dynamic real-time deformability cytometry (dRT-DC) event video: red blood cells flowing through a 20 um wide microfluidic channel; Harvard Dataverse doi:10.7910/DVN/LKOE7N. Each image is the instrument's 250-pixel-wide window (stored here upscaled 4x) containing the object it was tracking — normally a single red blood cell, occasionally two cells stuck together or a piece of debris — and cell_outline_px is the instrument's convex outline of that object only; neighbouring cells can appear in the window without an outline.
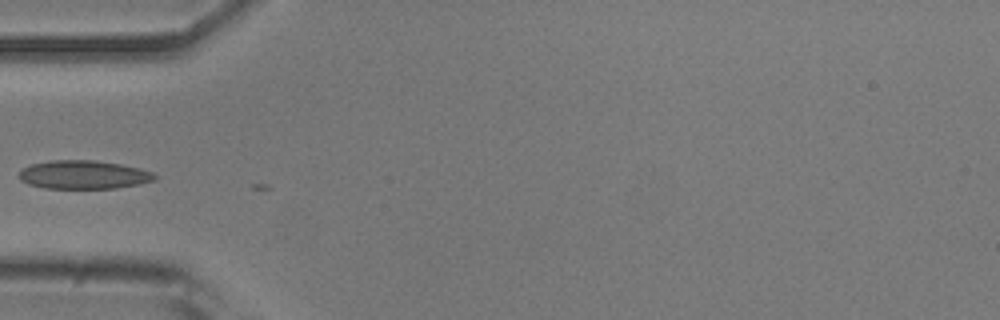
{"species": "common noctule bat (a hibernating species)", "species_latin": "Nyctalus noctula", "temperature_condition": "room temperature", "stored_images_in_passage": 5, "camera_frame_rate_fps": 3000, "um_per_image_px": 0.085, "animal": {"sex": "male", "body_mass_g": 20.5, "forearm_length_mm": 52.5}, "frame": {"image": 1, "passage_image": 1, "time_ms": 0.0, "image_size_px": [1000, 320], "cell_outline_px": [[160, 176], [156, 180], [140, 184], [116, 188], [44, 188], [28, 184], [20, 180], [16, 176], [24, 168], [32, 164], [52, 160], [92, 160], [120, 164], [140, 168], [152, 172]], "centroid_in_image_um": [7.13, 14.85], "position_along_channel_um": 77.9, "area_um2": 22.66}}
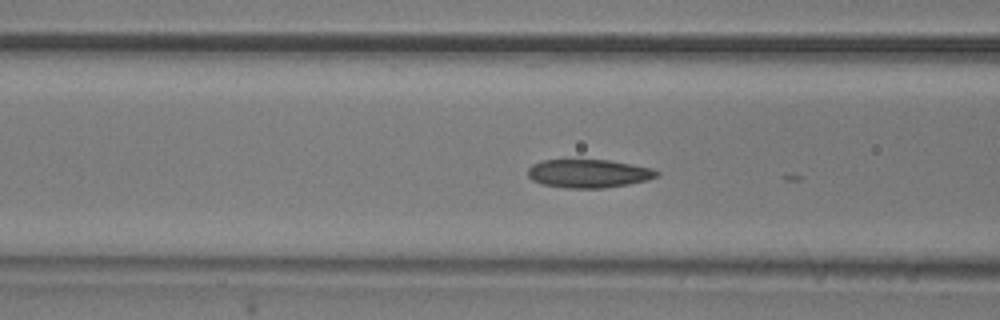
{"frame": {"image": 2, "passage_image": 4, "time_ms": 1.0, "image_size_px": [1000, 320], "cell_outline_px": [[660, 176], [648, 180], [628, 184], [604, 188], [564, 188], [544, 184], [532, 180], [528, 176], [528, 168], [532, 164], [544, 160], [608, 160], [632, 164], [652, 168], [660, 172]], "centroid_in_image_um": [50.06, 14.75], "position_along_channel_um": 116.5, "area_um2": 21.39}}